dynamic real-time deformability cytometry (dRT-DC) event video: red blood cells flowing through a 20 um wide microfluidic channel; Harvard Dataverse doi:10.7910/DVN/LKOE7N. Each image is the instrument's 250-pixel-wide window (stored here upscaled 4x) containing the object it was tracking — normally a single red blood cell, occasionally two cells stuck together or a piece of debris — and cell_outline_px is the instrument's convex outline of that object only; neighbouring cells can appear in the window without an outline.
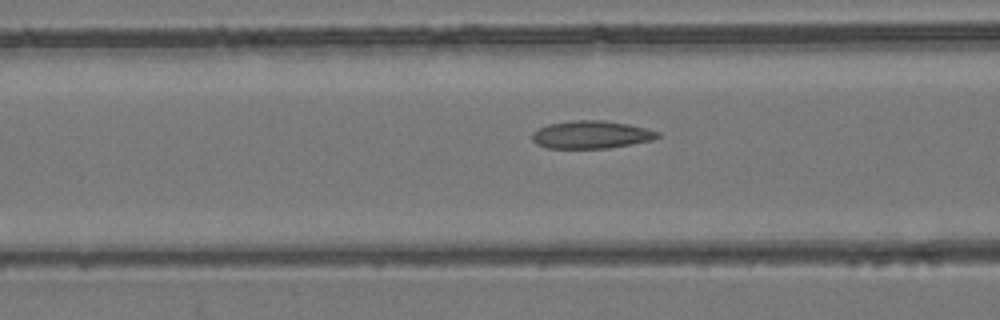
{"species": "common noctule bat (a hibernating species)", "species_latin": "Nyctalus noctula", "temperature_condition": "room temperature", "stored_images_in_passage": 52, "camera_frame_rate_fps": 3000, "um_per_image_px": 0.085, "animal": {"sex": "female", "body_mass_g": 24.6, "forearm_length_mm": 56.2}, "frame": {"image": 1, "passage_image": 21, "time_ms": 6.667, "image_size_px": [1000, 320], "cell_outline_px": [[660, 136], [652, 140], [608, 148], [548, 148], [536, 144], [532, 140], [532, 132], [548, 124], [576, 120], [604, 120], [628, 124], [660, 132]], "centroid_in_image_um": [50.24, 11.44], "position_along_channel_um": 116.4, "area_um2": 20.17}}
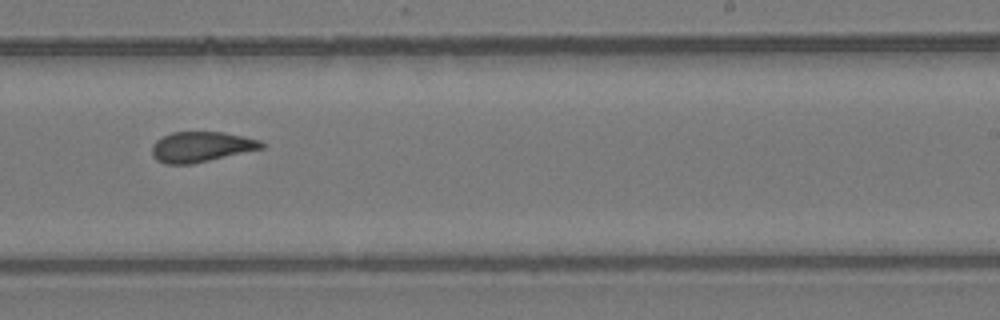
{"frame": {"image": 2, "passage_image": 33, "time_ms": 10.667, "image_size_px": [1000, 320], "cell_outline_px": [[264, 148], [192, 164], [164, 164], [156, 160], [152, 156], [152, 144], [156, 140], [172, 132], [224, 132], [264, 140]], "centroid_in_image_um": [17.11, 12.48], "position_along_channel_um": 271.9, "area_um2": 19.54}}
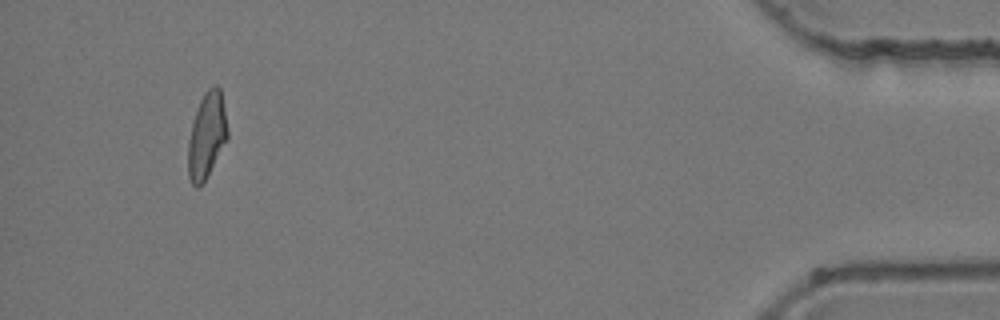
{"frame": {"image": 3, "passage_image": 50, "time_ms": 16.333, "image_size_px": [1000, 320], "cell_outline_px": [[228, 140], [204, 180], [196, 188], [192, 184], [188, 176], [188, 140], [192, 124], [200, 100], [204, 92], [212, 84], [216, 84], [220, 88], [228, 128]], "centroid_in_image_um": [17.58, 11.48], "position_along_channel_um": 417.6, "area_um2": 19.65}, "authors_computed_cell_mechanics": {"area_um2": 20.1433, "velocity_mm_per_s": 3.8984, "shape_relaxation_time_tau1_ms": null, "shape_relaxation_time_tau2_ms": 2.5381, "deformation_change_tau1": null, "deformation_change_tau2": 0.0864}}